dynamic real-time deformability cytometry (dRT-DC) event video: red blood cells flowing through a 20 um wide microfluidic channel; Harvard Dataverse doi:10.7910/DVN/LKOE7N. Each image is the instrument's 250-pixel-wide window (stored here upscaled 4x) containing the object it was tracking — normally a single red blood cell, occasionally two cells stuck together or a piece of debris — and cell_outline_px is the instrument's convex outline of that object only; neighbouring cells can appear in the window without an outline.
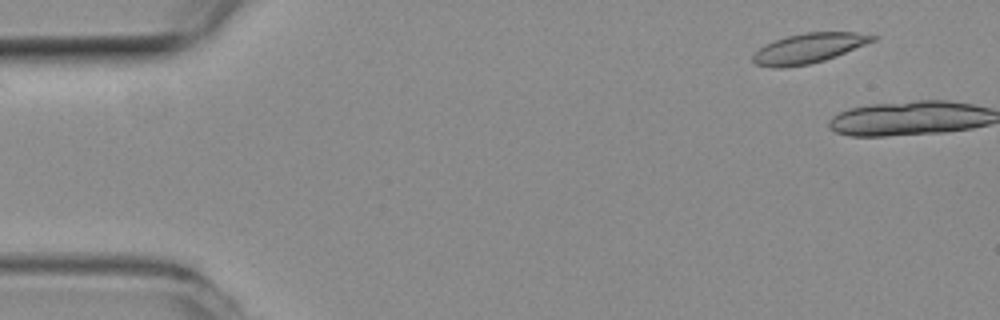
{"species": "common noctule bat (a hibernating species)", "species_latin": "Nyctalus noctula", "temperature_condition": "room temperature", "stored_images_in_passage": 2, "camera_frame_rate_fps": 3000, "um_per_image_px": 0.085, "animal": {"sex": "female", "body_mass_g": 19.3, "forearm_length_mm": 54.1}, "frame": {"image": 1, "passage_image": 1, "time_ms": 0.0, "image_size_px": [1000, 320], "cell_outline_px": [[880, 36], [876, 40], [836, 56], [824, 60], [808, 64], [784, 68], [772, 68], [756, 64], [752, 60], [752, 56], [764, 44], [788, 36], [804, 32], [856, 32]], "centroid_in_image_um": [68.75, 4.1], "position_along_channel_um": 16.2, "area_um2": 20.81}}